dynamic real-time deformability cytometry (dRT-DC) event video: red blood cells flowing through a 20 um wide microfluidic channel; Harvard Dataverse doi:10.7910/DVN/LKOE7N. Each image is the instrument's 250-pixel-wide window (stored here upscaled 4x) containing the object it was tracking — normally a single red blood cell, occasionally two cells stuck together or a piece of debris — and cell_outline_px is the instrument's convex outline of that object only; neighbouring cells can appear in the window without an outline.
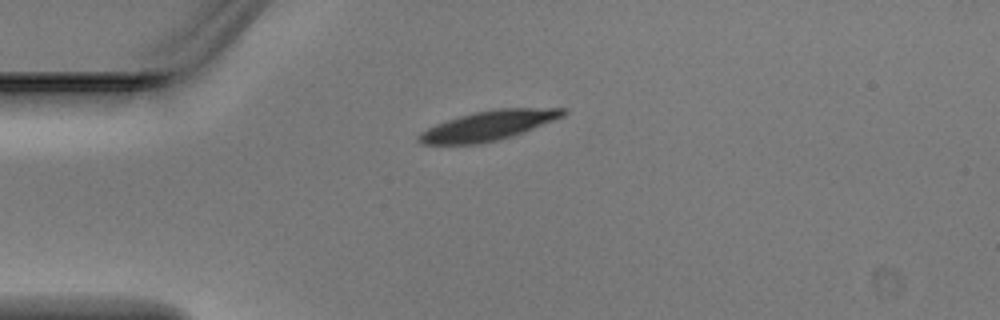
{"species": "Egyptian fruit bat (a non-hibernating species)", "species_latin": "Rousettus aegyptiacus", "temperature_condition": "warm", "stored_images_in_passage": 6, "camera_frame_rate_fps": 3000, "um_per_image_px": 0.085, "animal": {"sex": "male"}, "frame": {"image": 1, "passage_image": 6, "time_ms": 1.667, "image_size_px": [1000, 320], "cell_outline_px": [[568, 112], [564, 116], [524, 132], [500, 140], [476, 144], [420, 144], [416, 140], [416, 136], [420, 132], [436, 124], [472, 112], [492, 108], [568, 108]], "centroid_in_image_um": [41.52, 10.67], "position_along_channel_um": 43.5, "area_um2": 25.14}}